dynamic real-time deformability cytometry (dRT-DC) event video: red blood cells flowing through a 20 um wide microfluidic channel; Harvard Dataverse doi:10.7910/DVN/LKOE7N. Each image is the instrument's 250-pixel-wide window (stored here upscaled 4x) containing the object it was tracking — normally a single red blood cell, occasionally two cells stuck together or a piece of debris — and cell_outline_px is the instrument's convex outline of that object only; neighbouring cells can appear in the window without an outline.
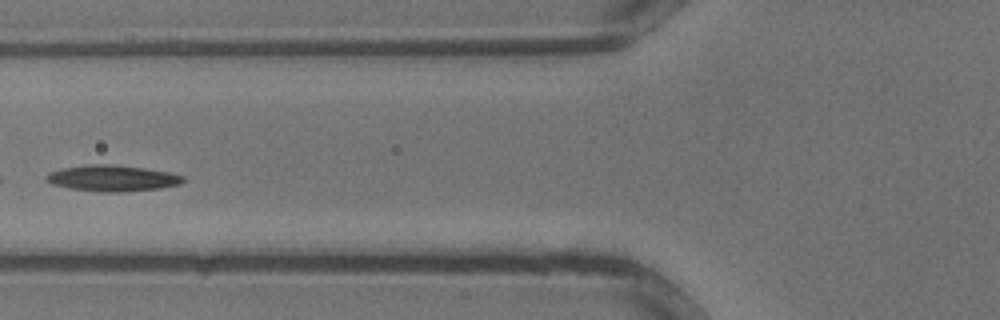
{"species": "common noctule bat (a hibernating species)", "species_latin": "Nyctalus noctula", "temperature_condition": "warm", "stored_images_in_passage": 26, "camera_frame_rate_fps": 3000, "um_per_image_px": 0.085, "animal": {"sex": "male", "body_mass_g": 13.3}, "frame": {"image": 1, "passage_image": 8, "time_ms": 2.333, "image_size_px": [1000, 320], "cell_outline_px": [[184, 180], [180, 184], [160, 188], [116, 192], [100, 192], [68, 188], [52, 184], [44, 180], [52, 172], [60, 168], [92, 164], [112, 164], [144, 168], [168, 172], [184, 176]], "centroid_in_image_um": [9.54, 15.15], "position_along_channel_um": 116.3, "area_um2": 20.63}}
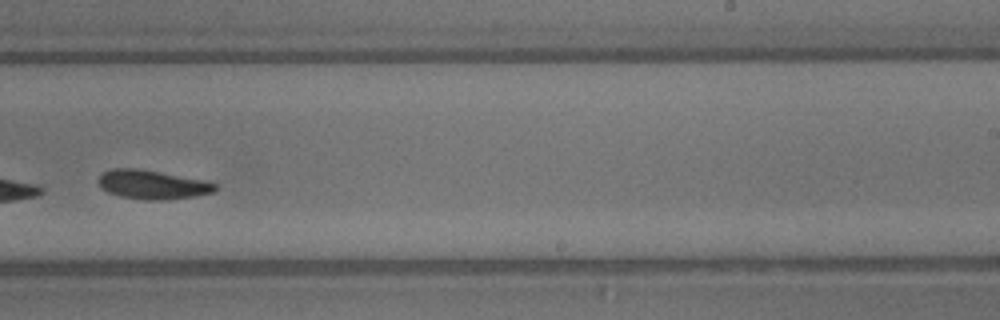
{"frame": {"image": 2, "passage_image": 16, "time_ms": 5.0, "image_size_px": [1000, 320], "cell_outline_px": [[216, 188], [212, 192], [196, 196], [164, 200], [144, 200], [120, 196], [108, 192], [96, 180], [104, 172], [112, 168], [136, 168], [204, 180], [216, 184]], "centroid_in_image_um": [12.94, 15.69], "position_along_channel_um": 276.1, "area_um2": 19.48}}
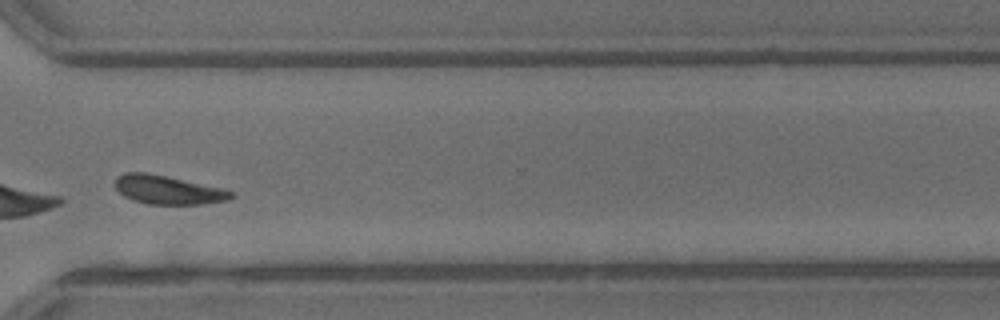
{"frame": {"image": 3, "passage_image": 20, "time_ms": 6.333, "image_size_px": [1000, 320], "cell_outline_px": [[236, 196], [228, 200], [200, 204], [148, 204], [132, 200], [124, 196], [116, 188], [116, 176], [124, 172], [144, 172], [164, 176], [220, 188], [232, 192]], "centroid_in_image_um": [14.24, 16.14], "position_along_channel_um": 356.4, "area_um2": 19.07}}